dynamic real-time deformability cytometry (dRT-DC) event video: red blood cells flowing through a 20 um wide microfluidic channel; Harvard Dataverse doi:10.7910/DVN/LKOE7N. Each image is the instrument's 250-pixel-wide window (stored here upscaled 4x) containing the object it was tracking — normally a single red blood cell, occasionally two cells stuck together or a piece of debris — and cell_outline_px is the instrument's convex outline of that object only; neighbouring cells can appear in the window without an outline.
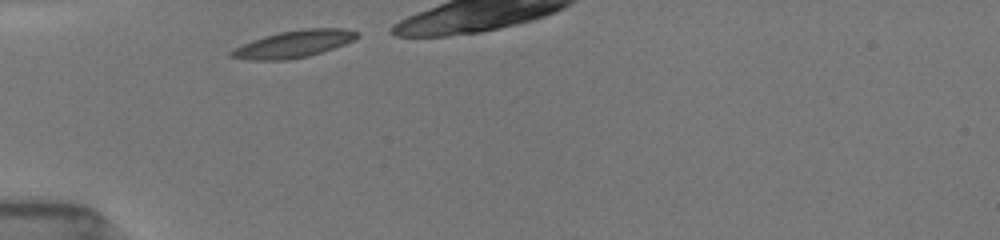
{"species": "common noctule bat (a hibernating species)", "species_latin": "Nyctalus noctula", "temperature_condition": "room temperature", "stored_images_in_passage": 28, "camera_frame_rate_fps": 3000, "um_per_image_px": 0.085, "animal": {"sex": "female", "body_mass_g": 19.5, "forearm_length_mm": 54.1}, "frame": {"image": 1, "passage_image": 1, "time_ms": 0.0, "image_size_px": [1000, 240], "cell_outline_px": [[360, 36], [344, 44], [308, 56], [288, 60], [244, 60], [228, 56], [228, 52], [252, 40], [264, 36], [280, 32], [304, 28], [344, 28], [356, 32]], "centroid_in_image_um": [24.93, 3.74], "position_along_channel_um": 60.1, "area_um2": 19.71}}
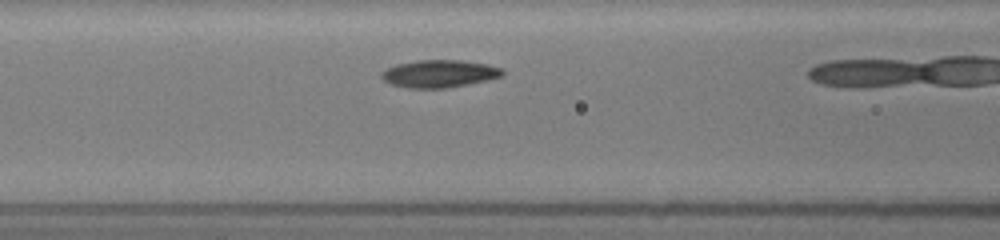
{"frame": {"image": 2, "passage_image": 16, "time_ms": 2.0, "image_size_px": [1000, 240], "cell_outline_px": [[504, 76], [488, 80], [448, 88], [408, 88], [388, 84], [380, 76], [380, 72], [396, 64], [416, 60], [464, 60], [488, 64], [500, 68], [504, 72]], "centroid_in_image_um": [37.33, 6.26], "position_along_channel_um": 129.3, "area_um2": 19.65}}
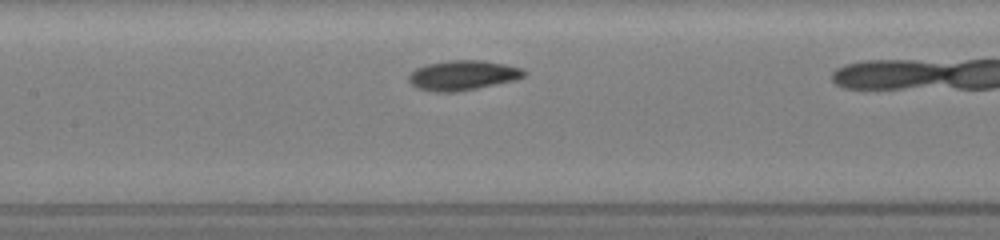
{"frame": {"image": 3, "passage_image": 23, "time_ms": 3.0, "image_size_px": [1000, 240], "cell_outline_px": [[528, 72], [524, 76], [516, 80], [456, 92], [432, 92], [416, 88], [408, 80], [408, 76], [416, 68], [428, 64], [448, 60], [484, 60], [504, 64], [520, 68]], "centroid_in_image_um": [39.33, 6.4], "position_along_channel_um": 168.1, "area_um2": 20.06}}